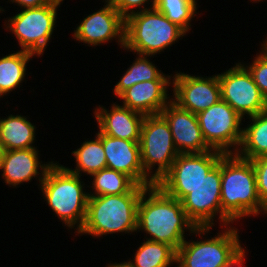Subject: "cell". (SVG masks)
Returning a JSON list of instances; mask_svg holds the SVG:
<instances>
[{
    "instance_id": "cell-4",
    "label": "cell",
    "mask_w": 267,
    "mask_h": 267,
    "mask_svg": "<svg viewBox=\"0 0 267 267\" xmlns=\"http://www.w3.org/2000/svg\"><path fill=\"white\" fill-rule=\"evenodd\" d=\"M81 178L56 161L49 167L40 184L43 199L50 209L68 229H76V234L83 227L89 200V192H85Z\"/></svg>"
},
{
    "instance_id": "cell-6",
    "label": "cell",
    "mask_w": 267,
    "mask_h": 267,
    "mask_svg": "<svg viewBox=\"0 0 267 267\" xmlns=\"http://www.w3.org/2000/svg\"><path fill=\"white\" fill-rule=\"evenodd\" d=\"M187 33L156 8L134 13L125 19L123 50L154 57Z\"/></svg>"
},
{
    "instance_id": "cell-27",
    "label": "cell",
    "mask_w": 267,
    "mask_h": 267,
    "mask_svg": "<svg viewBox=\"0 0 267 267\" xmlns=\"http://www.w3.org/2000/svg\"><path fill=\"white\" fill-rule=\"evenodd\" d=\"M196 0H157L155 8L167 19L181 27L186 33L191 30V20L197 11Z\"/></svg>"
},
{
    "instance_id": "cell-28",
    "label": "cell",
    "mask_w": 267,
    "mask_h": 267,
    "mask_svg": "<svg viewBox=\"0 0 267 267\" xmlns=\"http://www.w3.org/2000/svg\"><path fill=\"white\" fill-rule=\"evenodd\" d=\"M251 73L254 83L267 100V50L262 46L251 64L242 63Z\"/></svg>"
},
{
    "instance_id": "cell-33",
    "label": "cell",
    "mask_w": 267,
    "mask_h": 267,
    "mask_svg": "<svg viewBox=\"0 0 267 267\" xmlns=\"http://www.w3.org/2000/svg\"><path fill=\"white\" fill-rule=\"evenodd\" d=\"M106 267H134L133 263L130 261V259L128 261H124V262H120V263H108V265Z\"/></svg>"
},
{
    "instance_id": "cell-20",
    "label": "cell",
    "mask_w": 267,
    "mask_h": 267,
    "mask_svg": "<svg viewBox=\"0 0 267 267\" xmlns=\"http://www.w3.org/2000/svg\"><path fill=\"white\" fill-rule=\"evenodd\" d=\"M36 126L26 116L9 114L0 118V144L6 150L37 148L34 145Z\"/></svg>"
},
{
    "instance_id": "cell-32",
    "label": "cell",
    "mask_w": 267,
    "mask_h": 267,
    "mask_svg": "<svg viewBox=\"0 0 267 267\" xmlns=\"http://www.w3.org/2000/svg\"><path fill=\"white\" fill-rule=\"evenodd\" d=\"M246 250H244L235 260L225 267H243L244 261L246 260Z\"/></svg>"
},
{
    "instance_id": "cell-13",
    "label": "cell",
    "mask_w": 267,
    "mask_h": 267,
    "mask_svg": "<svg viewBox=\"0 0 267 267\" xmlns=\"http://www.w3.org/2000/svg\"><path fill=\"white\" fill-rule=\"evenodd\" d=\"M102 8L87 15L72 33L73 38L87 46L96 47L117 40L124 49L125 19L114 8L110 0H103Z\"/></svg>"
},
{
    "instance_id": "cell-25",
    "label": "cell",
    "mask_w": 267,
    "mask_h": 267,
    "mask_svg": "<svg viewBox=\"0 0 267 267\" xmlns=\"http://www.w3.org/2000/svg\"><path fill=\"white\" fill-rule=\"evenodd\" d=\"M93 178L91 185L93 191L89 196L119 195L129 193L137 183L127 174L104 168L90 175Z\"/></svg>"
},
{
    "instance_id": "cell-19",
    "label": "cell",
    "mask_w": 267,
    "mask_h": 267,
    "mask_svg": "<svg viewBox=\"0 0 267 267\" xmlns=\"http://www.w3.org/2000/svg\"><path fill=\"white\" fill-rule=\"evenodd\" d=\"M172 81H144L123 91L117 98L127 107L144 116L160 114L172 100L168 90Z\"/></svg>"
},
{
    "instance_id": "cell-35",
    "label": "cell",
    "mask_w": 267,
    "mask_h": 267,
    "mask_svg": "<svg viewBox=\"0 0 267 267\" xmlns=\"http://www.w3.org/2000/svg\"><path fill=\"white\" fill-rule=\"evenodd\" d=\"M3 153H4V148H3L2 145L0 144V168H1V163H2Z\"/></svg>"
},
{
    "instance_id": "cell-14",
    "label": "cell",
    "mask_w": 267,
    "mask_h": 267,
    "mask_svg": "<svg viewBox=\"0 0 267 267\" xmlns=\"http://www.w3.org/2000/svg\"><path fill=\"white\" fill-rule=\"evenodd\" d=\"M172 78L171 98L182 109L197 114L221 99L217 74L202 77L177 71Z\"/></svg>"
},
{
    "instance_id": "cell-8",
    "label": "cell",
    "mask_w": 267,
    "mask_h": 267,
    "mask_svg": "<svg viewBox=\"0 0 267 267\" xmlns=\"http://www.w3.org/2000/svg\"><path fill=\"white\" fill-rule=\"evenodd\" d=\"M139 145L144 172L156 183L179 155L170 126L161 114L144 117Z\"/></svg>"
},
{
    "instance_id": "cell-34",
    "label": "cell",
    "mask_w": 267,
    "mask_h": 267,
    "mask_svg": "<svg viewBox=\"0 0 267 267\" xmlns=\"http://www.w3.org/2000/svg\"><path fill=\"white\" fill-rule=\"evenodd\" d=\"M261 214L267 216V200L263 203Z\"/></svg>"
},
{
    "instance_id": "cell-23",
    "label": "cell",
    "mask_w": 267,
    "mask_h": 267,
    "mask_svg": "<svg viewBox=\"0 0 267 267\" xmlns=\"http://www.w3.org/2000/svg\"><path fill=\"white\" fill-rule=\"evenodd\" d=\"M149 58L151 56L138 54L114 86L113 93L116 97L136 83L144 81H172L173 76L161 72Z\"/></svg>"
},
{
    "instance_id": "cell-10",
    "label": "cell",
    "mask_w": 267,
    "mask_h": 267,
    "mask_svg": "<svg viewBox=\"0 0 267 267\" xmlns=\"http://www.w3.org/2000/svg\"><path fill=\"white\" fill-rule=\"evenodd\" d=\"M223 155L224 153L213 149L204 153L179 154L156 184L166 194L181 201L206 177Z\"/></svg>"
},
{
    "instance_id": "cell-1",
    "label": "cell",
    "mask_w": 267,
    "mask_h": 267,
    "mask_svg": "<svg viewBox=\"0 0 267 267\" xmlns=\"http://www.w3.org/2000/svg\"><path fill=\"white\" fill-rule=\"evenodd\" d=\"M195 224L187 217L181 201L166 194L157 184L146 187L137 208V230L144 231L146 240L166 243L176 251L185 241V232Z\"/></svg>"
},
{
    "instance_id": "cell-18",
    "label": "cell",
    "mask_w": 267,
    "mask_h": 267,
    "mask_svg": "<svg viewBox=\"0 0 267 267\" xmlns=\"http://www.w3.org/2000/svg\"><path fill=\"white\" fill-rule=\"evenodd\" d=\"M99 131L105 135L128 141H139L144 115L118 103H113L110 110L101 105L94 108Z\"/></svg>"
},
{
    "instance_id": "cell-37",
    "label": "cell",
    "mask_w": 267,
    "mask_h": 267,
    "mask_svg": "<svg viewBox=\"0 0 267 267\" xmlns=\"http://www.w3.org/2000/svg\"><path fill=\"white\" fill-rule=\"evenodd\" d=\"M250 1H251L252 3H253V2H255V3H256V2H260V1H262V2H263V0H250ZM265 1H266V0H265Z\"/></svg>"
},
{
    "instance_id": "cell-5",
    "label": "cell",
    "mask_w": 267,
    "mask_h": 267,
    "mask_svg": "<svg viewBox=\"0 0 267 267\" xmlns=\"http://www.w3.org/2000/svg\"><path fill=\"white\" fill-rule=\"evenodd\" d=\"M213 227H196L190 235L199 236V241L188 239L176 251L177 267H225L244 250L239 240L238 228L232 225L221 226V232L213 238L205 236ZM209 231V232H208ZM193 233V234H192ZM204 236V237H203ZM203 237L204 240H201Z\"/></svg>"
},
{
    "instance_id": "cell-31",
    "label": "cell",
    "mask_w": 267,
    "mask_h": 267,
    "mask_svg": "<svg viewBox=\"0 0 267 267\" xmlns=\"http://www.w3.org/2000/svg\"><path fill=\"white\" fill-rule=\"evenodd\" d=\"M54 0H9L12 4L15 3L21 9L40 7L47 4H51Z\"/></svg>"
},
{
    "instance_id": "cell-11",
    "label": "cell",
    "mask_w": 267,
    "mask_h": 267,
    "mask_svg": "<svg viewBox=\"0 0 267 267\" xmlns=\"http://www.w3.org/2000/svg\"><path fill=\"white\" fill-rule=\"evenodd\" d=\"M221 99L227 102L242 118L252 117L267 111V100L261 94L248 69L236 63L221 74H217Z\"/></svg>"
},
{
    "instance_id": "cell-24",
    "label": "cell",
    "mask_w": 267,
    "mask_h": 267,
    "mask_svg": "<svg viewBox=\"0 0 267 267\" xmlns=\"http://www.w3.org/2000/svg\"><path fill=\"white\" fill-rule=\"evenodd\" d=\"M75 157L76 167L71 169L66 167L72 173L82 176V173L91 175L104 168H107L105 151L102 145V133L98 131L95 139L84 141L80 148L72 151Z\"/></svg>"
},
{
    "instance_id": "cell-16",
    "label": "cell",
    "mask_w": 267,
    "mask_h": 267,
    "mask_svg": "<svg viewBox=\"0 0 267 267\" xmlns=\"http://www.w3.org/2000/svg\"><path fill=\"white\" fill-rule=\"evenodd\" d=\"M102 145L107 168L127 174L141 186L156 184L142 167L139 141L114 138L102 133Z\"/></svg>"
},
{
    "instance_id": "cell-29",
    "label": "cell",
    "mask_w": 267,
    "mask_h": 267,
    "mask_svg": "<svg viewBox=\"0 0 267 267\" xmlns=\"http://www.w3.org/2000/svg\"><path fill=\"white\" fill-rule=\"evenodd\" d=\"M114 8L126 19L130 15L155 8L157 0H110ZM150 7L147 8L148 5ZM151 4V5H150ZM136 8V10H134ZM138 9V10H137Z\"/></svg>"
},
{
    "instance_id": "cell-15",
    "label": "cell",
    "mask_w": 267,
    "mask_h": 267,
    "mask_svg": "<svg viewBox=\"0 0 267 267\" xmlns=\"http://www.w3.org/2000/svg\"><path fill=\"white\" fill-rule=\"evenodd\" d=\"M160 114L170 126L173 142L179 154L212 150L203 138L196 114L180 108L172 100Z\"/></svg>"
},
{
    "instance_id": "cell-22",
    "label": "cell",
    "mask_w": 267,
    "mask_h": 267,
    "mask_svg": "<svg viewBox=\"0 0 267 267\" xmlns=\"http://www.w3.org/2000/svg\"><path fill=\"white\" fill-rule=\"evenodd\" d=\"M31 52L19 50L0 58V98L7 96L19 88L24 82L27 64L32 57Z\"/></svg>"
},
{
    "instance_id": "cell-38",
    "label": "cell",
    "mask_w": 267,
    "mask_h": 267,
    "mask_svg": "<svg viewBox=\"0 0 267 267\" xmlns=\"http://www.w3.org/2000/svg\"><path fill=\"white\" fill-rule=\"evenodd\" d=\"M5 9H2V7L0 6V13H2V11H4Z\"/></svg>"
},
{
    "instance_id": "cell-2",
    "label": "cell",
    "mask_w": 267,
    "mask_h": 267,
    "mask_svg": "<svg viewBox=\"0 0 267 267\" xmlns=\"http://www.w3.org/2000/svg\"><path fill=\"white\" fill-rule=\"evenodd\" d=\"M263 204L258 195L251 160L236 154L221 157V208L223 227L251 216H258Z\"/></svg>"
},
{
    "instance_id": "cell-30",
    "label": "cell",
    "mask_w": 267,
    "mask_h": 267,
    "mask_svg": "<svg viewBox=\"0 0 267 267\" xmlns=\"http://www.w3.org/2000/svg\"><path fill=\"white\" fill-rule=\"evenodd\" d=\"M255 170L259 198L263 204L267 200V156L251 160Z\"/></svg>"
},
{
    "instance_id": "cell-3",
    "label": "cell",
    "mask_w": 267,
    "mask_h": 267,
    "mask_svg": "<svg viewBox=\"0 0 267 267\" xmlns=\"http://www.w3.org/2000/svg\"><path fill=\"white\" fill-rule=\"evenodd\" d=\"M145 188L137 184L126 194L89 196L86 218L77 235L97 238L115 233L135 234L137 208Z\"/></svg>"
},
{
    "instance_id": "cell-12",
    "label": "cell",
    "mask_w": 267,
    "mask_h": 267,
    "mask_svg": "<svg viewBox=\"0 0 267 267\" xmlns=\"http://www.w3.org/2000/svg\"><path fill=\"white\" fill-rule=\"evenodd\" d=\"M187 217L196 227H213L215 217L222 224L221 159L206 177L182 200Z\"/></svg>"
},
{
    "instance_id": "cell-7",
    "label": "cell",
    "mask_w": 267,
    "mask_h": 267,
    "mask_svg": "<svg viewBox=\"0 0 267 267\" xmlns=\"http://www.w3.org/2000/svg\"><path fill=\"white\" fill-rule=\"evenodd\" d=\"M64 0H54L40 7L24 8L8 20L4 27L18 41L20 50L40 57L44 54L56 27L58 7Z\"/></svg>"
},
{
    "instance_id": "cell-9",
    "label": "cell",
    "mask_w": 267,
    "mask_h": 267,
    "mask_svg": "<svg viewBox=\"0 0 267 267\" xmlns=\"http://www.w3.org/2000/svg\"><path fill=\"white\" fill-rule=\"evenodd\" d=\"M207 145L224 154H235L242 140L243 118L225 101L196 114Z\"/></svg>"
},
{
    "instance_id": "cell-36",
    "label": "cell",
    "mask_w": 267,
    "mask_h": 267,
    "mask_svg": "<svg viewBox=\"0 0 267 267\" xmlns=\"http://www.w3.org/2000/svg\"><path fill=\"white\" fill-rule=\"evenodd\" d=\"M261 46L267 50V38L265 40H263V43L261 44Z\"/></svg>"
},
{
    "instance_id": "cell-26",
    "label": "cell",
    "mask_w": 267,
    "mask_h": 267,
    "mask_svg": "<svg viewBox=\"0 0 267 267\" xmlns=\"http://www.w3.org/2000/svg\"><path fill=\"white\" fill-rule=\"evenodd\" d=\"M130 261L134 267H169L176 265V250L166 243L145 240Z\"/></svg>"
},
{
    "instance_id": "cell-21",
    "label": "cell",
    "mask_w": 267,
    "mask_h": 267,
    "mask_svg": "<svg viewBox=\"0 0 267 267\" xmlns=\"http://www.w3.org/2000/svg\"><path fill=\"white\" fill-rule=\"evenodd\" d=\"M247 119L250 124L243 127L242 140L235 154L246 160L267 156V111Z\"/></svg>"
},
{
    "instance_id": "cell-17",
    "label": "cell",
    "mask_w": 267,
    "mask_h": 267,
    "mask_svg": "<svg viewBox=\"0 0 267 267\" xmlns=\"http://www.w3.org/2000/svg\"><path fill=\"white\" fill-rule=\"evenodd\" d=\"M37 148L6 150L3 153L0 171L9 187H19L34 178H38L39 187L45 174L54 161L42 163Z\"/></svg>"
}]
</instances>
